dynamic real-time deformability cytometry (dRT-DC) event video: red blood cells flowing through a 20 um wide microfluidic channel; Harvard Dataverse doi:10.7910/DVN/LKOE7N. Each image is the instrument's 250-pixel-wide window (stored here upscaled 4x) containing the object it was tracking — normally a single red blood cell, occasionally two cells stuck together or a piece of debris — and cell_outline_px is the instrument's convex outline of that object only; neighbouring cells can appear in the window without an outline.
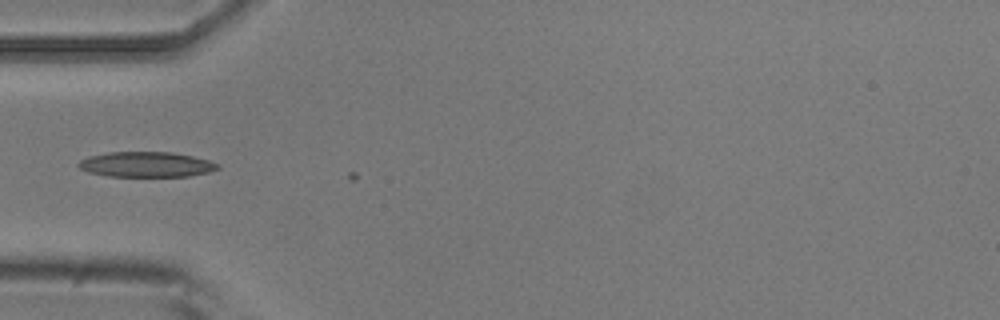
{"species": "common noctule bat (a hibernating species)", "species_latin": "Nyctalus noctula", "temperature_condition": "room temperature", "stored_images_in_passage": 5, "camera_frame_rate_fps": 3000, "um_per_image_px": 0.085, "animal": {"sex": "male", "body_mass_g": 20.5, "forearm_length_mm": 52.5}, "frame": {"image": 1, "passage_image": 4, "time_ms": 1.0, "image_size_px": [1000, 320], "cell_outline_px": [[220, 168], [208, 172], [188, 176], [108, 176], [88, 172], [80, 168], [76, 164], [80, 160], [88, 156], [108, 152], [172, 152], [192, 156], [208, 160], [220, 164]], "centroid_in_image_um": [12.42, 13.97], "position_along_channel_um": 72.6, "area_um2": 20.46}}